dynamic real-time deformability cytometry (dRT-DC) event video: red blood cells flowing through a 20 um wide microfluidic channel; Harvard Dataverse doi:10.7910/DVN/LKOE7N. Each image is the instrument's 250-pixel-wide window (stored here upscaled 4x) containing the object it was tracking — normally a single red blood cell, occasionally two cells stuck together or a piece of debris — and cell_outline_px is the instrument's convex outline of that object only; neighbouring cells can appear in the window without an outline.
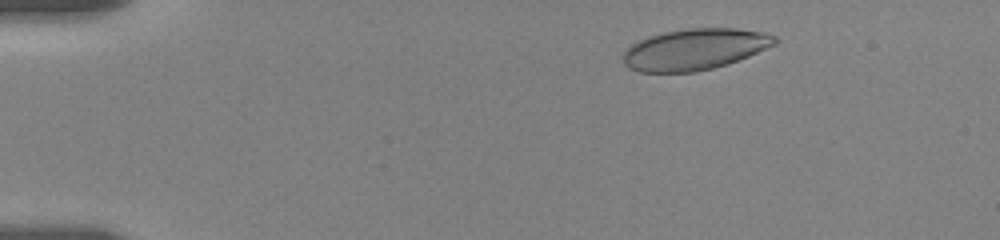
{"species": "human", "species_latin": "Homo sapiens", "temperature_condition": "room temperature", "stored_images_in_passage": 9, "camera_frame_rate_fps": 3000, "um_per_image_px": 0.085, "donor": {"sex": "female"}, "frame": {"image": 1, "passage_image": 3, "time_ms": 1.667, "image_size_px": [1000, 240], "cell_outline_px": [[776, 44], [748, 56], [728, 64], [696, 72], [640, 72], [628, 68], [624, 64], [620, 56], [632, 44], [640, 40], [664, 32], [688, 28], [736, 28], [764, 32], [776, 36]], "centroid_in_image_um": [59.04, 4.2], "position_along_channel_um": 26.0, "area_um2": 36.41}}
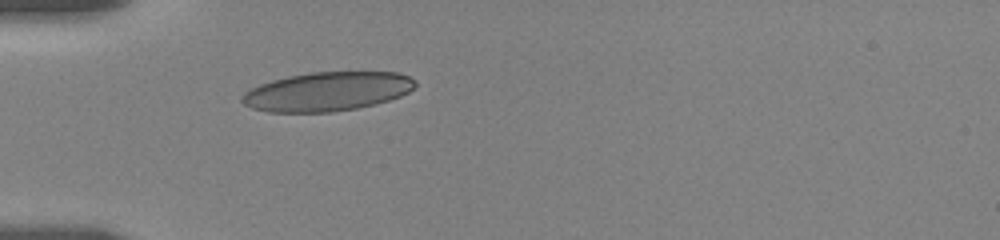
{"frame": {"image": 2, "passage_image": 7, "time_ms": 4.667, "image_size_px": [1000, 240], "cell_outline_px": [[416, 84], [408, 92], [400, 96], [388, 100], [356, 108], [332, 112], [268, 112], [252, 108], [244, 104], [240, 100], [240, 96], [244, 92], [260, 84], [272, 80], [288, 76], [312, 72], [396, 72], [408, 76], [416, 80]], "centroid_in_image_um": [27.78, 7.78], "position_along_channel_um": 57.2, "area_um2": 39.25}}
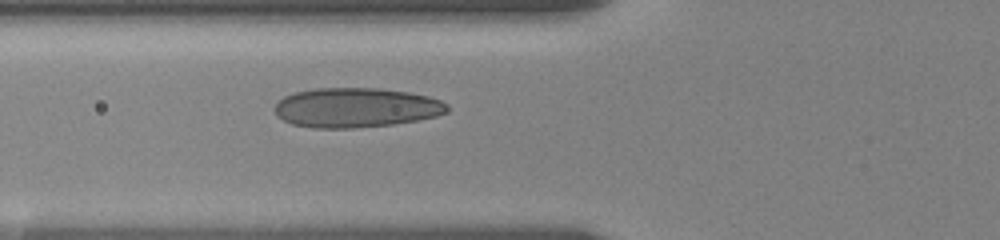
{"frame": {"image": 3, "passage_image": 9, "time_ms": 6.0, "image_size_px": [1000, 240], "cell_outline_px": [[448, 112], [436, 116], [416, 120], [392, 124], [352, 128], [312, 128], [292, 124], [276, 116], [276, 104], [284, 96], [296, 92], [316, 88], [380, 88], [408, 92], [428, 96], [440, 100], [448, 104]], "centroid_in_image_um": [30.27, 9.15], "position_along_channel_um": 95.5, "area_um2": 39.77}}